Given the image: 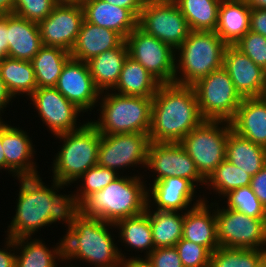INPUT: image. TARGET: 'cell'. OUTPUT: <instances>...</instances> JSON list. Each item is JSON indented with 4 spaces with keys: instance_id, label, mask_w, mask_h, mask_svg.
Listing matches in <instances>:
<instances>
[{
    "instance_id": "6da1fadb",
    "label": "cell",
    "mask_w": 266,
    "mask_h": 267,
    "mask_svg": "<svg viewBox=\"0 0 266 267\" xmlns=\"http://www.w3.org/2000/svg\"><path fill=\"white\" fill-rule=\"evenodd\" d=\"M204 120L192 86L161 84L152 101L150 141L179 143Z\"/></svg>"
},
{
    "instance_id": "7a4b0ae2",
    "label": "cell",
    "mask_w": 266,
    "mask_h": 267,
    "mask_svg": "<svg viewBox=\"0 0 266 267\" xmlns=\"http://www.w3.org/2000/svg\"><path fill=\"white\" fill-rule=\"evenodd\" d=\"M113 228V223L80 213L62 237L63 259L69 263L82 261L92 267H119L121 258L128 257V253L117 246Z\"/></svg>"
},
{
    "instance_id": "3957f363",
    "label": "cell",
    "mask_w": 266,
    "mask_h": 267,
    "mask_svg": "<svg viewBox=\"0 0 266 267\" xmlns=\"http://www.w3.org/2000/svg\"><path fill=\"white\" fill-rule=\"evenodd\" d=\"M131 173V176L120 175L102 190L86 197L80 203V213L113 224L143 213L147 206V180H143L138 170V174Z\"/></svg>"
},
{
    "instance_id": "277c9868",
    "label": "cell",
    "mask_w": 266,
    "mask_h": 267,
    "mask_svg": "<svg viewBox=\"0 0 266 267\" xmlns=\"http://www.w3.org/2000/svg\"><path fill=\"white\" fill-rule=\"evenodd\" d=\"M43 177H18V197L16 198L15 215L12 216L6 236L18 239L35 237L41 228L51 225L53 205L51 194L61 185L56 180H50L51 187L42 181ZM47 185V186H46Z\"/></svg>"
},
{
    "instance_id": "5b68a950",
    "label": "cell",
    "mask_w": 266,
    "mask_h": 267,
    "mask_svg": "<svg viewBox=\"0 0 266 267\" xmlns=\"http://www.w3.org/2000/svg\"><path fill=\"white\" fill-rule=\"evenodd\" d=\"M227 46L215 31H191L175 50L174 83L191 86L222 68Z\"/></svg>"
},
{
    "instance_id": "8992f818",
    "label": "cell",
    "mask_w": 266,
    "mask_h": 267,
    "mask_svg": "<svg viewBox=\"0 0 266 267\" xmlns=\"http://www.w3.org/2000/svg\"><path fill=\"white\" fill-rule=\"evenodd\" d=\"M152 101L153 98L121 95L112 90L101 92L97 104L100 115L90 122L100 134H149Z\"/></svg>"
},
{
    "instance_id": "52a82bcc",
    "label": "cell",
    "mask_w": 266,
    "mask_h": 267,
    "mask_svg": "<svg viewBox=\"0 0 266 267\" xmlns=\"http://www.w3.org/2000/svg\"><path fill=\"white\" fill-rule=\"evenodd\" d=\"M81 128L55 136L62 144L53 158L52 180L73 184L88 169L97 165L101 134L89 119ZM53 177V178H52Z\"/></svg>"
},
{
    "instance_id": "ba28073f",
    "label": "cell",
    "mask_w": 266,
    "mask_h": 267,
    "mask_svg": "<svg viewBox=\"0 0 266 267\" xmlns=\"http://www.w3.org/2000/svg\"><path fill=\"white\" fill-rule=\"evenodd\" d=\"M231 130L228 121L204 120L179 142L205 180L226 159V145Z\"/></svg>"
},
{
    "instance_id": "9c48e42d",
    "label": "cell",
    "mask_w": 266,
    "mask_h": 267,
    "mask_svg": "<svg viewBox=\"0 0 266 267\" xmlns=\"http://www.w3.org/2000/svg\"><path fill=\"white\" fill-rule=\"evenodd\" d=\"M191 86L205 120L230 122L243 100L223 67L200 78Z\"/></svg>"
},
{
    "instance_id": "30bf717a",
    "label": "cell",
    "mask_w": 266,
    "mask_h": 267,
    "mask_svg": "<svg viewBox=\"0 0 266 267\" xmlns=\"http://www.w3.org/2000/svg\"><path fill=\"white\" fill-rule=\"evenodd\" d=\"M218 202H215V215L219 245L266 250V218L247 216Z\"/></svg>"
},
{
    "instance_id": "8fae6325",
    "label": "cell",
    "mask_w": 266,
    "mask_h": 267,
    "mask_svg": "<svg viewBox=\"0 0 266 267\" xmlns=\"http://www.w3.org/2000/svg\"><path fill=\"white\" fill-rule=\"evenodd\" d=\"M138 27L176 50L191 29L173 0H145Z\"/></svg>"
},
{
    "instance_id": "7c38bea8",
    "label": "cell",
    "mask_w": 266,
    "mask_h": 267,
    "mask_svg": "<svg viewBox=\"0 0 266 267\" xmlns=\"http://www.w3.org/2000/svg\"><path fill=\"white\" fill-rule=\"evenodd\" d=\"M150 143L144 133L101 134L97 165L122 175L130 167L145 169Z\"/></svg>"
},
{
    "instance_id": "4fadbf2b",
    "label": "cell",
    "mask_w": 266,
    "mask_h": 267,
    "mask_svg": "<svg viewBox=\"0 0 266 267\" xmlns=\"http://www.w3.org/2000/svg\"><path fill=\"white\" fill-rule=\"evenodd\" d=\"M129 56L161 84L174 83L175 50L138 26L125 38Z\"/></svg>"
},
{
    "instance_id": "5bb4252c",
    "label": "cell",
    "mask_w": 266,
    "mask_h": 267,
    "mask_svg": "<svg viewBox=\"0 0 266 267\" xmlns=\"http://www.w3.org/2000/svg\"><path fill=\"white\" fill-rule=\"evenodd\" d=\"M28 99L41 122L53 136L75 131L87 122L84 120L83 123L80 122L78 118L84 112L67 100L55 87L37 88Z\"/></svg>"
},
{
    "instance_id": "9a60e30c",
    "label": "cell",
    "mask_w": 266,
    "mask_h": 267,
    "mask_svg": "<svg viewBox=\"0 0 266 267\" xmlns=\"http://www.w3.org/2000/svg\"><path fill=\"white\" fill-rule=\"evenodd\" d=\"M152 172V182L176 176L190 180L196 187L206 185V180L196 168L195 162L180 143H154L148 149L146 170Z\"/></svg>"
},
{
    "instance_id": "2e32d148",
    "label": "cell",
    "mask_w": 266,
    "mask_h": 267,
    "mask_svg": "<svg viewBox=\"0 0 266 267\" xmlns=\"http://www.w3.org/2000/svg\"><path fill=\"white\" fill-rule=\"evenodd\" d=\"M84 21L81 3H57L38 23L43 46L60 47L70 52Z\"/></svg>"
},
{
    "instance_id": "e0dca14e",
    "label": "cell",
    "mask_w": 266,
    "mask_h": 267,
    "mask_svg": "<svg viewBox=\"0 0 266 267\" xmlns=\"http://www.w3.org/2000/svg\"><path fill=\"white\" fill-rule=\"evenodd\" d=\"M55 88L84 113L91 114L98 106L101 91L95 86L87 62L70 58Z\"/></svg>"
},
{
    "instance_id": "ac0fdd59",
    "label": "cell",
    "mask_w": 266,
    "mask_h": 267,
    "mask_svg": "<svg viewBox=\"0 0 266 267\" xmlns=\"http://www.w3.org/2000/svg\"><path fill=\"white\" fill-rule=\"evenodd\" d=\"M147 186V205L151 209L185 212L208 199L196 194L197 187L186 178L172 176Z\"/></svg>"
},
{
    "instance_id": "d6986e66",
    "label": "cell",
    "mask_w": 266,
    "mask_h": 267,
    "mask_svg": "<svg viewBox=\"0 0 266 267\" xmlns=\"http://www.w3.org/2000/svg\"><path fill=\"white\" fill-rule=\"evenodd\" d=\"M2 147L5 154L6 172L12 177H35L39 176L37 162L34 157L32 138L29 133L20 127L2 122Z\"/></svg>"
},
{
    "instance_id": "ffe728a7",
    "label": "cell",
    "mask_w": 266,
    "mask_h": 267,
    "mask_svg": "<svg viewBox=\"0 0 266 267\" xmlns=\"http://www.w3.org/2000/svg\"><path fill=\"white\" fill-rule=\"evenodd\" d=\"M223 68L242 98L266 95V71L234 45H228L225 49Z\"/></svg>"
},
{
    "instance_id": "44dd1931",
    "label": "cell",
    "mask_w": 266,
    "mask_h": 267,
    "mask_svg": "<svg viewBox=\"0 0 266 267\" xmlns=\"http://www.w3.org/2000/svg\"><path fill=\"white\" fill-rule=\"evenodd\" d=\"M202 201L184 212L182 238L206 247L211 253L220 245L217 236L215 203ZM213 208V209H212Z\"/></svg>"
},
{
    "instance_id": "7402d4cb",
    "label": "cell",
    "mask_w": 266,
    "mask_h": 267,
    "mask_svg": "<svg viewBox=\"0 0 266 267\" xmlns=\"http://www.w3.org/2000/svg\"><path fill=\"white\" fill-rule=\"evenodd\" d=\"M84 19L117 32L124 40L138 26V18L129 10L102 0H82Z\"/></svg>"
},
{
    "instance_id": "603a6c76",
    "label": "cell",
    "mask_w": 266,
    "mask_h": 267,
    "mask_svg": "<svg viewBox=\"0 0 266 267\" xmlns=\"http://www.w3.org/2000/svg\"><path fill=\"white\" fill-rule=\"evenodd\" d=\"M7 56L13 59L31 61L43 47L38 23L7 14Z\"/></svg>"
},
{
    "instance_id": "cb8c5ba5",
    "label": "cell",
    "mask_w": 266,
    "mask_h": 267,
    "mask_svg": "<svg viewBox=\"0 0 266 267\" xmlns=\"http://www.w3.org/2000/svg\"><path fill=\"white\" fill-rule=\"evenodd\" d=\"M230 123L238 135L266 148V95L243 98Z\"/></svg>"
},
{
    "instance_id": "d4e9b609",
    "label": "cell",
    "mask_w": 266,
    "mask_h": 267,
    "mask_svg": "<svg viewBox=\"0 0 266 267\" xmlns=\"http://www.w3.org/2000/svg\"><path fill=\"white\" fill-rule=\"evenodd\" d=\"M123 41L117 32L84 19L70 55L75 60L87 62L107 50L117 48Z\"/></svg>"
},
{
    "instance_id": "484cf974",
    "label": "cell",
    "mask_w": 266,
    "mask_h": 267,
    "mask_svg": "<svg viewBox=\"0 0 266 267\" xmlns=\"http://www.w3.org/2000/svg\"><path fill=\"white\" fill-rule=\"evenodd\" d=\"M45 244V241L37 237L15 239V267H56L59 263H65L62 238L51 248Z\"/></svg>"
},
{
    "instance_id": "4316f807",
    "label": "cell",
    "mask_w": 266,
    "mask_h": 267,
    "mask_svg": "<svg viewBox=\"0 0 266 267\" xmlns=\"http://www.w3.org/2000/svg\"><path fill=\"white\" fill-rule=\"evenodd\" d=\"M250 12L245 0H222L215 32L227 45H234L250 30Z\"/></svg>"
},
{
    "instance_id": "83f0119b",
    "label": "cell",
    "mask_w": 266,
    "mask_h": 267,
    "mask_svg": "<svg viewBox=\"0 0 266 267\" xmlns=\"http://www.w3.org/2000/svg\"><path fill=\"white\" fill-rule=\"evenodd\" d=\"M128 56V47L124 40L117 48L107 50L87 61L95 86L101 92L112 90L116 86Z\"/></svg>"
},
{
    "instance_id": "f1b7e54d",
    "label": "cell",
    "mask_w": 266,
    "mask_h": 267,
    "mask_svg": "<svg viewBox=\"0 0 266 267\" xmlns=\"http://www.w3.org/2000/svg\"><path fill=\"white\" fill-rule=\"evenodd\" d=\"M115 229L118 232L119 240L117 242L124 243V247L129 251H137V253L144 252V257H147L154 249L152 237V229L150 225V218L146 211L143 213L121 219L115 224Z\"/></svg>"
},
{
    "instance_id": "f546056e",
    "label": "cell",
    "mask_w": 266,
    "mask_h": 267,
    "mask_svg": "<svg viewBox=\"0 0 266 267\" xmlns=\"http://www.w3.org/2000/svg\"><path fill=\"white\" fill-rule=\"evenodd\" d=\"M160 85L140 63L128 56L112 91L121 95L153 98Z\"/></svg>"
},
{
    "instance_id": "4dcf8cb0",
    "label": "cell",
    "mask_w": 266,
    "mask_h": 267,
    "mask_svg": "<svg viewBox=\"0 0 266 267\" xmlns=\"http://www.w3.org/2000/svg\"><path fill=\"white\" fill-rule=\"evenodd\" d=\"M226 159L242 171L254 176L266 164V148L231 130L226 145Z\"/></svg>"
},
{
    "instance_id": "1f68e13d",
    "label": "cell",
    "mask_w": 266,
    "mask_h": 267,
    "mask_svg": "<svg viewBox=\"0 0 266 267\" xmlns=\"http://www.w3.org/2000/svg\"><path fill=\"white\" fill-rule=\"evenodd\" d=\"M0 76L15 99L27 96L28 100L37 89L31 61L6 57L0 62Z\"/></svg>"
},
{
    "instance_id": "d6a6232c",
    "label": "cell",
    "mask_w": 266,
    "mask_h": 267,
    "mask_svg": "<svg viewBox=\"0 0 266 267\" xmlns=\"http://www.w3.org/2000/svg\"><path fill=\"white\" fill-rule=\"evenodd\" d=\"M145 211L150 218L155 248L175 246L182 238L184 212L161 211L151 209L148 205Z\"/></svg>"
},
{
    "instance_id": "836d02e7",
    "label": "cell",
    "mask_w": 266,
    "mask_h": 267,
    "mask_svg": "<svg viewBox=\"0 0 266 267\" xmlns=\"http://www.w3.org/2000/svg\"><path fill=\"white\" fill-rule=\"evenodd\" d=\"M70 58V52L63 48L43 46L31 60L37 88L55 87L64 65Z\"/></svg>"
},
{
    "instance_id": "e575fe53",
    "label": "cell",
    "mask_w": 266,
    "mask_h": 267,
    "mask_svg": "<svg viewBox=\"0 0 266 267\" xmlns=\"http://www.w3.org/2000/svg\"><path fill=\"white\" fill-rule=\"evenodd\" d=\"M191 31H215L222 0H173Z\"/></svg>"
},
{
    "instance_id": "d590c367",
    "label": "cell",
    "mask_w": 266,
    "mask_h": 267,
    "mask_svg": "<svg viewBox=\"0 0 266 267\" xmlns=\"http://www.w3.org/2000/svg\"><path fill=\"white\" fill-rule=\"evenodd\" d=\"M252 176L242 169L233 165L230 161L225 159L222 161L215 171L207 178L205 189L211 190L219 198H223L227 193L240 187L249 186L251 184Z\"/></svg>"
},
{
    "instance_id": "8d00e7d4",
    "label": "cell",
    "mask_w": 266,
    "mask_h": 267,
    "mask_svg": "<svg viewBox=\"0 0 266 267\" xmlns=\"http://www.w3.org/2000/svg\"><path fill=\"white\" fill-rule=\"evenodd\" d=\"M265 257L266 250L219 246L211 253L209 267H257Z\"/></svg>"
},
{
    "instance_id": "74e56055",
    "label": "cell",
    "mask_w": 266,
    "mask_h": 267,
    "mask_svg": "<svg viewBox=\"0 0 266 267\" xmlns=\"http://www.w3.org/2000/svg\"><path fill=\"white\" fill-rule=\"evenodd\" d=\"M226 199V201H225ZM224 206L254 218H266V208L259 201L251 186L240 187L227 193Z\"/></svg>"
},
{
    "instance_id": "f35d334b",
    "label": "cell",
    "mask_w": 266,
    "mask_h": 267,
    "mask_svg": "<svg viewBox=\"0 0 266 267\" xmlns=\"http://www.w3.org/2000/svg\"><path fill=\"white\" fill-rule=\"evenodd\" d=\"M68 188L70 184H61L52 194L51 201L53 205V211H51V225L61 222L62 225L65 224L69 229L75 218L80 214V203L72 191L71 194H64L59 192L60 190Z\"/></svg>"
},
{
    "instance_id": "ab89813d",
    "label": "cell",
    "mask_w": 266,
    "mask_h": 267,
    "mask_svg": "<svg viewBox=\"0 0 266 267\" xmlns=\"http://www.w3.org/2000/svg\"><path fill=\"white\" fill-rule=\"evenodd\" d=\"M120 175L117 171L109 168L98 165L91 167L76 180L81 183V186L76 187L77 190L74 191L78 202L81 203L92 193L102 190Z\"/></svg>"
},
{
    "instance_id": "60d3db41",
    "label": "cell",
    "mask_w": 266,
    "mask_h": 267,
    "mask_svg": "<svg viewBox=\"0 0 266 267\" xmlns=\"http://www.w3.org/2000/svg\"><path fill=\"white\" fill-rule=\"evenodd\" d=\"M183 267H209L211 252L204 246L181 238L175 245Z\"/></svg>"
},
{
    "instance_id": "b9f144b4",
    "label": "cell",
    "mask_w": 266,
    "mask_h": 267,
    "mask_svg": "<svg viewBox=\"0 0 266 267\" xmlns=\"http://www.w3.org/2000/svg\"><path fill=\"white\" fill-rule=\"evenodd\" d=\"M234 46L266 71V37L249 30Z\"/></svg>"
},
{
    "instance_id": "7bdbcfd3",
    "label": "cell",
    "mask_w": 266,
    "mask_h": 267,
    "mask_svg": "<svg viewBox=\"0 0 266 267\" xmlns=\"http://www.w3.org/2000/svg\"><path fill=\"white\" fill-rule=\"evenodd\" d=\"M56 4L54 0H14L12 13L39 23L52 12Z\"/></svg>"
},
{
    "instance_id": "ee69618b",
    "label": "cell",
    "mask_w": 266,
    "mask_h": 267,
    "mask_svg": "<svg viewBox=\"0 0 266 267\" xmlns=\"http://www.w3.org/2000/svg\"><path fill=\"white\" fill-rule=\"evenodd\" d=\"M147 258L153 267H183L175 246L155 248Z\"/></svg>"
},
{
    "instance_id": "f6af8a7d",
    "label": "cell",
    "mask_w": 266,
    "mask_h": 267,
    "mask_svg": "<svg viewBox=\"0 0 266 267\" xmlns=\"http://www.w3.org/2000/svg\"><path fill=\"white\" fill-rule=\"evenodd\" d=\"M3 248H0V267H15L16 248L15 239L6 236Z\"/></svg>"
},
{
    "instance_id": "bcb514c9",
    "label": "cell",
    "mask_w": 266,
    "mask_h": 267,
    "mask_svg": "<svg viewBox=\"0 0 266 267\" xmlns=\"http://www.w3.org/2000/svg\"><path fill=\"white\" fill-rule=\"evenodd\" d=\"M251 189L266 208V164L251 179Z\"/></svg>"
},
{
    "instance_id": "7dc6e473",
    "label": "cell",
    "mask_w": 266,
    "mask_h": 267,
    "mask_svg": "<svg viewBox=\"0 0 266 267\" xmlns=\"http://www.w3.org/2000/svg\"><path fill=\"white\" fill-rule=\"evenodd\" d=\"M250 31L266 37V9L251 8Z\"/></svg>"
},
{
    "instance_id": "c3c4849f",
    "label": "cell",
    "mask_w": 266,
    "mask_h": 267,
    "mask_svg": "<svg viewBox=\"0 0 266 267\" xmlns=\"http://www.w3.org/2000/svg\"><path fill=\"white\" fill-rule=\"evenodd\" d=\"M116 6L129 9L137 18H139L145 0H102Z\"/></svg>"
},
{
    "instance_id": "681fc988",
    "label": "cell",
    "mask_w": 266,
    "mask_h": 267,
    "mask_svg": "<svg viewBox=\"0 0 266 267\" xmlns=\"http://www.w3.org/2000/svg\"><path fill=\"white\" fill-rule=\"evenodd\" d=\"M7 14L0 15V62L8 57Z\"/></svg>"
},
{
    "instance_id": "f907efd6",
    "label": "cell",
    "mask_w": 266,
    "mask_h": 267,
    "mask_svg": "<svg viewBox=\"0 0 266 267\" xmlns=\"http://www.w3.org/2000/svg\"><path fill=\"white\" fill-rule=\"evenodd\" d=\"M139 256V257H138ZM128 256V258H121L119 267H153L152 263L147 257L140 256Z\"/></svg>"
},
{
    "instance_id": "816d5d0a",
    "label": "cell",
    "mask_w": 266,
    "mask_h": 267,
    "mask_svg": "<svg viewBox=\"0 0 266 267\" xmlns=\"http://www.w3.org/2000/svg\"><path fill=\"white\" fill-rule=\"evenodd\" d=\"M15 98L12 96V94L9 92L6 84L2 80L0 76V115L2 116V113H5L7 106L11 104Z\"/></svg>"
},
{
    "instance_id": "f5cc1de1",
    "label": "cell",
    "mask_w": 266,
    "mask_h": 267,
    "mask_svg": "<svg viewBox=\"0 0 266 267\" xmlns=\"http://www.w3.org/2000/svg\"><path fill=\"white\" fill-rule=\"evenodd\" d=\"M13 6L14 0H0V15L12 13Z\"/></svg>"
},
{
    "instance_id": "db71d44e",
    "label": "cell",
    "mask_w": 266,
    "mask_h": 267,
    "mask_svg": "<svg viewBox=\"0 0 266 267\" xmlns=\"http://www.w3.org/2000/svg\"><path fill=\"white\" fill-rule=\"evenodd\" d=\"M0 170L6 171L5 154L2 147V123L0 124Z\"/></svg>"
},
{
    "instance_id": "11a10c76",
    "label": "cell",
    "mask_w": 266,
    "mask_h": 267,
    "mask_svg": "<svg viewBox=\"0 0 266 267\" xmlns=\"http://www.w3.org/2000/svg\"><path fill=\"white\" fill-rule=\"evenodd\" d=\"M254 9H266V0H245Z\"/></svg>"
},
{
    "instance_id": "9f6ffc18",
    "label": "cell",
    "mask_w": 266,
    "mask_h": 267,
    "mask_svg": "<svg viewBox=\"0 0 266 267\" xmlns=\"http://www.w3.org/2000/svg\"><path fill=\"white\" fill-rule=\"evenodd\" d=\"M56 3H81L82 0H54Z\"/></svg>"
},
{
    "instance_id": "6f0895ef",
    "label": "cell",
    "mask_w": 266,
    "mask_h": 267,
    "mask_svg": "<svg viewBox=\"0 0 266 267\" xmlns=\"http://www.w3.org/2000/svg\"><path fill=\"white\" fill-rule=\"evenodd\" d=\"M257 267H266V257L258 264Z\"/></svg>"
},
{
    "instance_id": "680465c9",
    "label": "cell",
    "mask_w": 266,
    "mask_h": 267,
    "mask_svg": "<svg viewBox=\"0 0 266 267\" xmlns=\"http://www.w3.org/2000/svg\"><path fill=\"white\" fill-rule=\"evenodd\" d=\"M66 263H65V266L64 267H78V266H73V264H70L69 265V262H67V261H65ZM68 264V265H67ZM61 267H63L62 265H60ZM59 266V267H60ZM56 267H58V265L56 266Z\"/></svg>"
},
{
    "instance_id": "91938a15",
    "label": "cell",
    "mask_w": 266,
    "mask_h": 267,
    "mask_svg": "<svg viewBox=\"0 0 266 267\" xmlns=\"http://www.w3.org/2000/svg\"><path fill=\"white\" fill-rule=\"evenodd\" d=\"M4 121V119H2V116L0 115V124Z\"/></svg>"
}]
</instances>
